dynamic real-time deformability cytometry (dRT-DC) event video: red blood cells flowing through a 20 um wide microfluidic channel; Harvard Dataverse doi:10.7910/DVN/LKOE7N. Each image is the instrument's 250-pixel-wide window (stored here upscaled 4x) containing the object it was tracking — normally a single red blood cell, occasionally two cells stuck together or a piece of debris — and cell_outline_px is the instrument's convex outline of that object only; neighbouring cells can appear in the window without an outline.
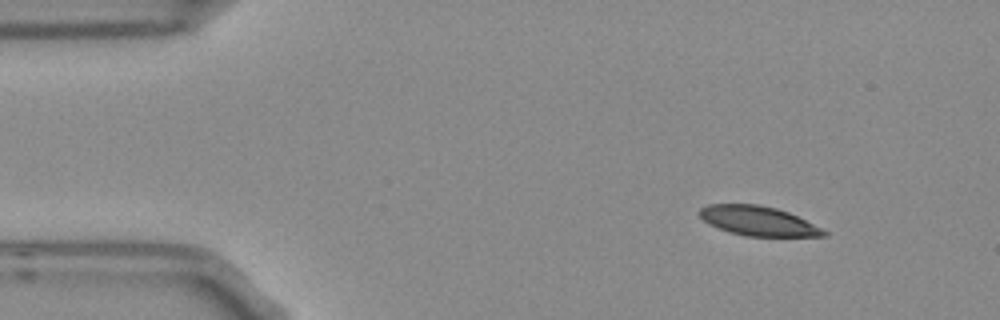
{"species": "Egyptian fruit bat (a non-hibernating species)", "species_latin": "Rousettus aegyptiacus", "temperature_condition": "room temperature", "stored_images_in_passage": 4, "camera_frame_rate_fps": 3000, "um_per_image_px": 0.085, "frame": {"image": 1, "passage_image": 1, "time_ms": 0.0, "image_size_px": [1000, 320], "cell_outline_px": [[828, 236], [744, 236], [728, 232], [708, 224], [700, 216], [700, 208], [708, 204], [756, 204], [776, 208], [788, 212], [828, 232]], "centroid_in_image_um": [64.4, 18.78], "position_along_channel_um": 20.6, "area_um2": 21.15}}
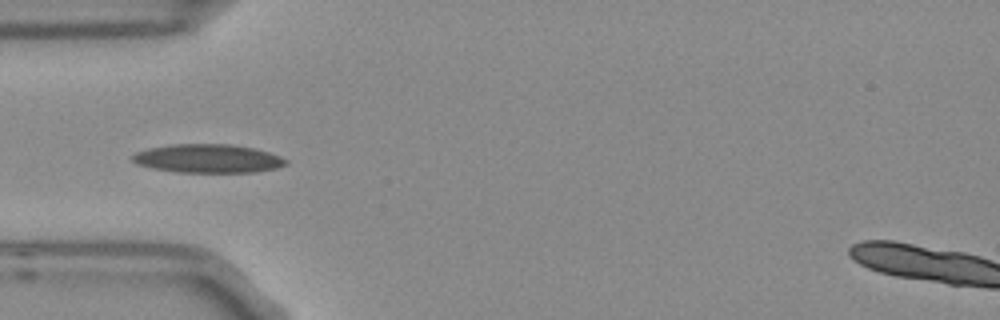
{"frame": {"image": 2, "passage_image": 4, "time_ms": 1.0, "image_size_px": [1000, 320], "cell_outline_px": [[288, 164], [276, 168], [256, 172], [176, 172], [152, 168], [136, 164], [132, 160], [132, 156], [136, 152], [148, 148], [172, 144], [228, 144], [252, 148], [268, 152], [280, 156], [288, 160]], "centroid_in_image_um": [17.66, 13.48], "position_along_channel_um": 67.3, "area_um2": 25.55}}